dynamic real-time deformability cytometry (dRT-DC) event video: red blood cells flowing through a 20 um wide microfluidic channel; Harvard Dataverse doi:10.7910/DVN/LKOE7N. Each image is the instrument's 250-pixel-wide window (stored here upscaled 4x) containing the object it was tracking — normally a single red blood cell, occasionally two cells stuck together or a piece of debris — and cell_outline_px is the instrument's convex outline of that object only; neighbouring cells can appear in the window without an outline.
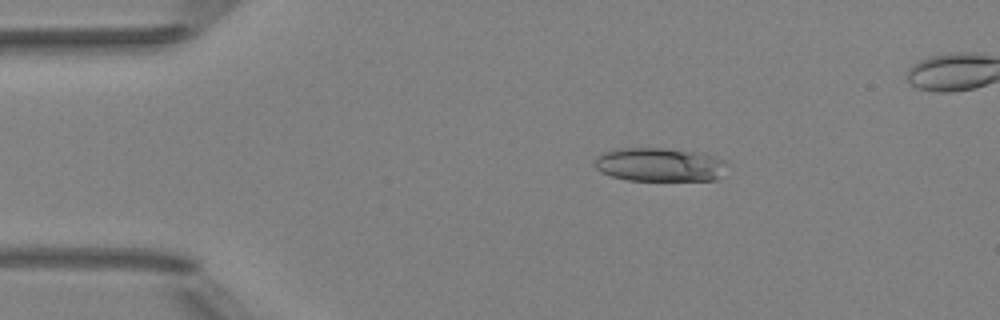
{"species": "Egyptian fruit bat (a non-hibernating species)", "species_latin": "Rousettus aegyptiacus", "temperature_condition": "room temperature", "stored_images_in_passage": 41, "camera_frame_rate_fps": 3000, "um_per_image_px": 0.085, "animal": {"sex": "female"}, "frame": {"image": 1, "passage_image": 1, "time_ms": 0.0, "image_size_px": [1000, 320], "cell_outline_px": [[728, 164], [716, 180], [628, 180], [612, 176], [600, 172], [596, 168], [596, 156], [600, 152], [616, 148], [664, 148], [692, 152], [716, 156], [724, 160]], "centroid_in_image_um": [56.03, 13.99], "position_along_channel_um": 29.0, "area_um2": 25.95}}
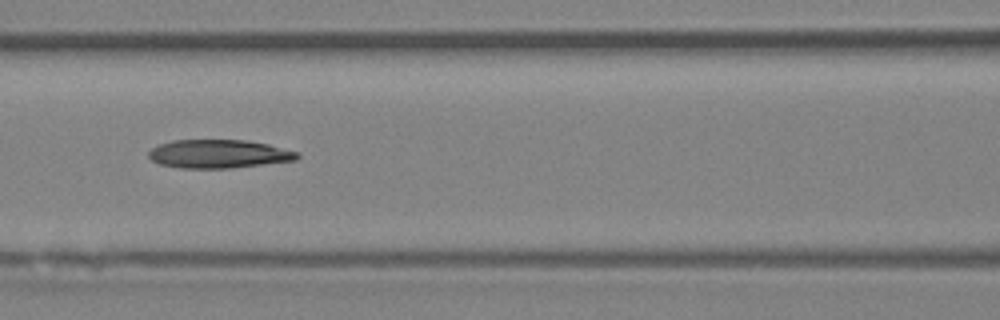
{"frame": {"image": 2, "passage_image": 14, "time_ms": 4.333, "image_size_px": [1000, 320], "cell_outline_px": [[300, 156], [296, 160], [232, 168], [180, 168], [160, 164], [152, 160], [148, 156], [148, 152], [152, 148], [160, 144], [172, 140], [244, 140], [268, 144], [300, 152]], "centroid_in_image_um": [18.61, 13.08], "position_along_channel_um": 148.0, "area_um2": 24.68}}
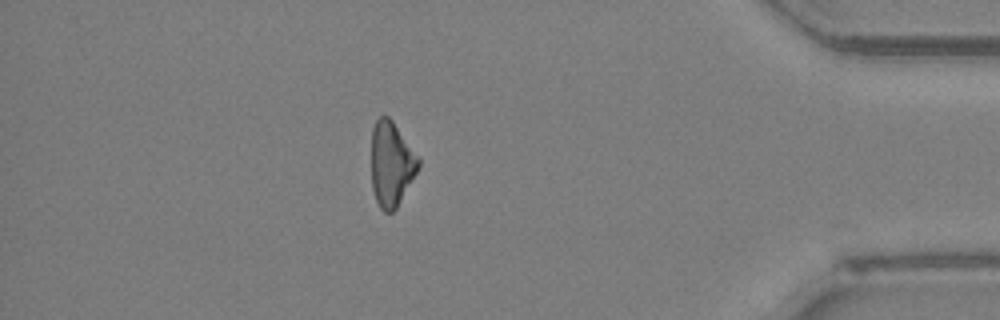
{"frame": {"image": 3, "passage_image": 36, "time_ms": 11.667, "image_size_px": [1000, 320], "cell_outline_px": [[420, 164], [416, 172], [396, 208], [392, 212], [384, 212], [380, 208], [376, 200], [372, 188], [372, 128], [376, 120], [380, 116], [388, 116], [392, 120], [420, 156]], "centroid_in_image_um": [33.27, 13.91], "position_along_channel_um": 401.9, "area_um2": 23.18}}